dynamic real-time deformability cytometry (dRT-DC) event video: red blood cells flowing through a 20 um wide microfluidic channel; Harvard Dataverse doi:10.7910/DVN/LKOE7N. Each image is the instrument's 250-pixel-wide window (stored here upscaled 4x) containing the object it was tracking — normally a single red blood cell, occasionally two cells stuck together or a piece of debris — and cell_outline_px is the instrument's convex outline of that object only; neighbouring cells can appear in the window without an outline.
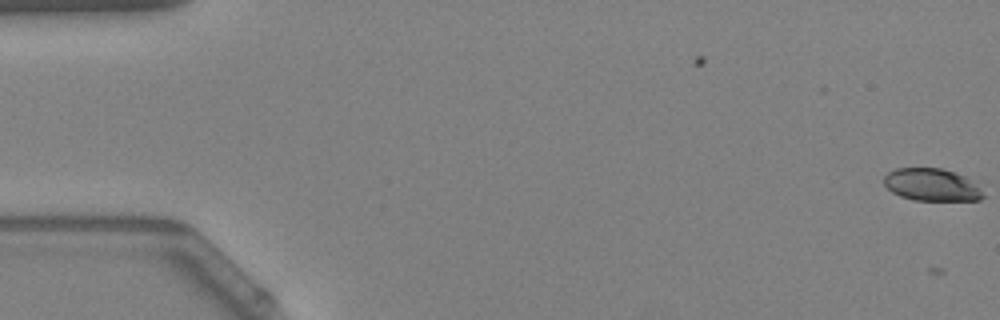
{"species": "Egyptian fruit bat (a non-hibernating species)", "species_latin": "Rousettus aegyptiacus", "temperature_condition": "warm", "stored_images_in_passage": 5, "camera_frame_rate_fps": 3000, "um_per_image_px": 0.085, "animal": {"sex": "female"}, "frame": {"image": 1, "passage_image": 5, "time_ms": 1.333, "image_size_px": [1000, 320], "cell_outline_px": [[984, 196], [980, 200], [916, 200], [900, 196], [892, 192], [884, 184], [884, 176], [888, 172], [896, 168], [940, 168], [964, 176]], "centroid_in_image_um": [79.1, 15.7], "position_along_channel_um": 5.9, "area_um2": 18.21}}